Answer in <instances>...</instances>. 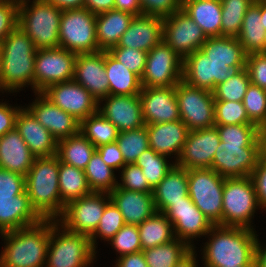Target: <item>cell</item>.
Returning <instances> with one entry per match:
<instances>
[{
	"label": "cell",
	"instance_id": "6da1fadb",
	"mask_svg": "<svg viewBox=\"0 0 266 267\" xmlns=\"http://www.w3.org/2000/svg\"><path fill=\"white\" fill-rule=\"evenodd\" d=\"M255 233L247 228L214 225L202 251L204 267H254Z\"/></svg>",
	"mask_w": 266,
	"mask_h": 267
},
{
	"label": "cell",
	"instance_id": "7a4b0ae2",
	"mask_svg": "<svg viewBox=\"0 0 266 267\" xmlns=\"http://www.w3.org/2000/svg\"><path fill=\"white\" fill-rule=\"evenodd\" d=\"M56 222L42 219L35 225L2 233L6 245L0 254V267H45L50 229Z\"/></svg>",
	"mask_w": 266,
	"mask_h": 267
},
{
	"label": "cell",
	"instance_id": "3957f363",
	"mask_svg": "<svg viewBox=\"0 0 266 267\" xmlns=\"http://www.w3.org/2000/svg\"><path fill=\"white\" fill-rule=\"evenodd\" d=\"M0 90L17 92L26 85L34 90L36 47L31 38L16 27L0 44ZM17 90V91H16Z\"/></svg>",
	"mask_w": 266,
	"mask_h": 267
},
{
	"label": "cell",
	"instance_id": "277c9868",
	"mask_svg": "<svg viewBox=\"0 0 266 267\" xmlns=\"http://www.w3.org/2000/svg\"><path fill=\"white\" fill-rule=\"evenodd\" d=\"M59 158H35L25 176V191L30 204L42 219L57 220L65 205L61 202L59 190Z\"/></svg>",
	"mask_w": 266,
	"mask_h": 267
},
{
	"label": "cell",
	"instance_id": "5b68a950",
	"mask_svg": "<svg viewBox=\"0 0 266 267\" xmlns=\"http://www.w3.org/2000/svg\"><path fill=\"white\" fill-rule=\"evenodd\" d=\"M19 3L18 23L34 42L37 50L59 47V27L62 11L44 0Z\"/></svg>",
	"mask_w": 266,
	"mask_h": 267
},
{
	"label": "cell",
	"instance_id": "8992f818",
	"mask_svg": "<svg viewBox=\"0 0 266 267\" xmlns=\"http://www.w3.org/2000/svg\"><path fill=\"white\" fill-rule=\"evenodd\" d=\"M96 253L88 235L70 232L58 222L51 227L46 267H89Z\"/></svg>",
	"mask_w": 266,
	"mask_h": 267
},
{
	"label": "cell",
	"instance_id": "52a82bcc",
	"mask_svg": "<svg viewBox=\"0 0 266 267\" xmlns=\"http://www.w3.org/2000/svg\"><path fill=\"white\" fill-rule=\"evenodd\" d=\"M261 208L250 176L225 178L222 195V226L252 229L255 210Z\"/></svg>",
	"mask_w": 266,
	"mask_h": 267
},
{
	"label": "cell",
	"instance_id": "ba28073f",
	"mask_svg": "<svg viewBox=\"0 0 266 267\" xmlns=\"http://www.w3.org/2000/svg\"><path fill=\"white\" fill-rule=\"evenodd\" d=\"M188 195L213 225L222 226V195L225 178L211 168L187 170Z\"/></svg>",
	"mask_w": 266,
	"mask_h": 267
},
{
	"label": "cell",
	"instance_id": "9c48e42d",
	"mask_svg": "<svg viewBox=\"0 0 266 267\" xmlns=\"http://www.w3.org/2000/svg\"><path fill=\"white\" fill-rule=\"evenodd\" d=\"M96 15L87 10H64L59 27V47L74 53L99 52Z\"/></svg>",
	"mask_w": 266,
	"mask_h": 267
},
{
	"label": "cell",
	"instance_id": "30bf717a",
	"mask_svg": "<svg viewBox=\"0 0 266 267\" xmlns=\"http://www.w3.org/2000/svg\"><path fill=\"white\" fill-rule=\"evenodd\" d=\"M179 115L189 131L215 126L213 92L191 86L181 80L176 85Z\"/></svg>",
	"mask_w": 266,
	"mask_h": 267
},
{
	"label": "cell",
	"instance_id": "8fae6325",
	"mask_svg": "<svg viewBox=\"0 0 266 267\" xmlns=\"http://www.w3.org/2000/svg\"><path fill=\"white\" fill-rule=\"evenodd\" d=\"M110 201L109 193L91 192L69 202L57 222L70 232L90 237L97 229L105 207Z\"/></svg>",
	"mask_w": 266,
	"mask_h": 267
},
{
	"label": "cell",
	"instance_id": "7c38bea8",
	"mask_svg": "<svg viewBox=\"0 0 266 267\" xmlns=\"http://www.w3.org/2000/svg\"><path fill=\"white\" fill-rule=\"evenodd\" d=\"M76 57L77 53L62 47L36 50L34 93L52 84L73 80Z\"/></svg>",
	"mask_w": 266,
	"mask_h": 267
},
{
	"label": "cell",
	"instance_id": "4fadbf2b",
	"mask_svg": "<svg viewBox=\"0 0 266 267\" xmlns=\"http://www.w3.org/2000/svg\"><path fill=\"white\" fill-rule=\"evenodd\" d=\"M183 59L162 40L147 55L142 87L176 86L182 80Z\"/></svg>",
	"mask_w": 266,
	"mask_h": 267
},
{
	"label": "cell",
	"instance_id": "5bb4252c",
	"mask_svg": "<svg viewBox=\"0 0 266 267\" xmlns=\"http://www.w3.org/2000/svg\"><path fill=\"white\" fill-rule=\"evenodd\" d=\"M259 139L252 144H233L220 142L212 161L211 169L224 178L250 176L257 166Z\"/></svg>",
	"mask_w": 266,
	"mask_h": 267
},
{
	"label": "cell",
	"instance_id": "9a60e30c",
	"mask_svg": "<svg viewBox=\"0 0 266 267\" xmlns=\"http://www.w3.org/2000/svg\"><path fill=\"white\" fill-rule=\"evenodd\" d=\"M245 67L212 63L202 50H197L183 59L182 80L191 86L213 92L219 83L235 76Z\"/></svg>",
	"mask_w": 266,
	"mask_h": 267
},
{
	"label": "cell",
	"instance_id": "2e32d148",
	"mask_svg": "<svg viewBox=\"0 0 266 267\" xmlns=\"http://www.w3.org/2000/svg\"><path fill=\"white\" fill-rule=\"evenodd\" d=\"M207 37L182 9L163 18V40L182 59L200 50Z\"/></svg>",
	"mask_w": 266,
	"mask_h": 267
},
{
	"label": "cell",
	"instance_id": "e0dca14e",
	"mask_svg": "<svg viewBox=\"0 0 266 267\" xmlns=\"http://www.w3.org/2000/svg\"><path fill=\"white\" fill-rule=\"evenodd\" d=\"M41 93L80 122L98 112V100L74 80L52 84Z\"/></svg>",
	"mask_w": 266,
	"mask_h": 267
},
{
	"label": "cell",
	"instance_id": "ac0fdd59",
	"mask_svg": "<svg viewBox=\"0 0 266 267\" xmlns=\"http://www.w3.org/2000/svg\"><path fill=\"white\" fill-rule=\"evenodd\" d=\"M164 214L173 225L175 237L185 241L192 248V239L204 237L214 226L195 206L189 195L184 197V201L174 202Z\"/></svg>",
	"mask_w": 266,
	"mask_h": 267
},
{
	"label": "cell",
	"instance_id": "d6986e66",
	"mask_svg": "<svg viewBox=\"0 0 266 267\" xmlns=\"http://www.w3.org/2000/svg\"><path fill=\"white\" fill-rule=\"evenodd\" d=\"M221 140L217 127L189 131L177 164L186 170L211 168Z\"/></svg>",
	"mask_w": 266,
	"mask_h": 267
},
{
	"label": "cell",
	"instance_id": "ffe728a7",
	"mask_svg": "<svg viewBox=\"0 0 266 267\" xmlns=\"http://www.w3.org/2000/svg\"><path fill=\"white\" fill-rule=\"evenodd\" d=\"M139 96L146 125L181 120L176 86L142 87Z\"/></svg>",
	"mask_w": 266,
	"mask_h": 267
},
{
	"label": "cell",
	"instance_id": "44dd1931",
	"mask_svg": "<svg viewBox=\"0 0 266 267\" xmlns=\"http://www.w3.org/2000/svg\"><path fill=\"white\" fill-rule=\"evenodd\" d=\"M105 101L104 106L101 103ZM98 112L117 127L119 132L145 126L140 96L108 95L98 101Z\"/></svg>",
	"mask_w": 266,
	"mask_h": 267
},
{
	"label": "cell",
	"instance_id": "7402d4cb",
	"mask_svg": "<svg viewBox=\"0 0 266 267\" xmlns=\"http://www.w3.org/2000/svg\"><path fill=\"white\" fill-rule=\"evenodd\" d=\"M36 99L26 109L57 140H62L80 132V121L53 104L41 92L35 93Z\"/></svg>",
	"mask_w": 266,
	"mask_h": 267
},
{
	"label": "cell",
	"instance_id": "603a6c76",
	"mask_svg": "<svg viewBox=\"0 0 266 267\" xmlns=\"http://www.w3.org/2000/svg\"><path fill=\"white\" fill-rule=\"evenodd\" d=\"M73 80L88 90L96 100L107 97L109 81L105 71V51L77 54Z\"/></svg>",
	"mask_w": 266,
	"mask_h": 267
},
{
	"label": "cell",
	"instance_id": "cb8c5ba5",
	"mask_svg": "<svg viewBox=\"0 0 266 267\" xmlns=\"http://www.w3.org/2000/svg\"><path fill=\"white\" fill-rule=\"evenodd\" d=\"M163 40V17L135 15L117 46L149 52Z\"/></svg>",
	"mask_w": 266,
	"mask_h": 267
},
{
	"label": "cell",
	"instance_id": "d4e9b609",
	"mask_svg": "<svg viewBox=\"0 0 266 267\" xmlns=\"http://www.w3.org/2000/svg\"><path fill=\"white\" fill-rule=\"evenodd\" d=\"M15 128L36 158L51 157L57 153V140L25 108L16 116Z\"/></svg>",
	"mask_w": 266,
	"mask_h": 267
},
{
	"label": "cell",
	"instance_id": "484cf974",
	"mask_svg": "<svg viewBox=\"0 0 266 267\" xmlns=\"http://www.w3.org/2000/svg\"><path fill=\"white\" fill-rule=\"evenodd\" d=\"M109 196L122 213L125 224L139 225L156 212L153 192L129 191L116 186Z\"/></svg>",
	"mask_w": 266,
	"mask_h": 267
},
{
	"label": "cell",
	"instance_id": "4316f807",
	"mask_svg": "<svg viewBox=\"0 0 266 267\" xmlns=\"http://www.w3.org/2000/svg\"><path fill=\"white\" fill-rule=\"evenodd\" d=\"M148 133L149 148L157 154L174 156L177 162L189 132L182 120L145 125Z\"/></svg>",
	"mask_w": 266,
	"mask_h": 267
},
{
	"label": "cell",
	"instance_id": "83f0119b",
	"mask_svg": "<svg viewBox=\"0 0 266 267\" xmlns=\"http://www.w3.org/2000/svg\"><path fill=\"white\" fill-rule=\"evenodd\" d=\"M41 220L25 190L14 197H0V234L35 225Z\"/></svg>",
	"mask_w": 266,
	"mask_h": 267
},
{
	"label": "cell",
	"instance_id": "f1b7e54d",
	"mask_svg": "<svg viewBox=\"0 0 266 267\" xmlns=\"http://www.w3.org/2000/svg\"><path fill=\"white\" fill-rule=\"evenodd\" d=\"M35 158L16 128L0 136V168L26 176Z\"/></svg>",
	"mask_w": 266,
	"mask_h": 267
},
{
	"label": "cell",
	"instance_id": "f546056e",
	"mask_svg": "<svg viewBox=\"0 0 266 267\" xmlns=\"http://www.w3.org/2000/svg\"><path fill=\"white\" fill-rule=\"evenodd\" d=\"M188 195L187 170L175 164L153 189L156 212L164 213L174 202Z\"/></svg>",
	"mask_w": 266,
	"mask_h": 267
},
{
	"label": "cell",
	"instance_id": "4dcf8cb0",
	"mask_svg": "<svg viewBox=\"0 0 266 267\" xmlns=\"http://www.w3.org/2000/svg\"><path fill=\"white\" fill-rule=\"evenodd\" d=\"M132 13L116 9L96 15V38L100 51L117 46L122 34L128 29Z\"/></svg>",
	"mask_w": 266,
	"mask_h": 267
},
{
	"label": "cell",
	"instance_id": "1f68e13d",
	"mask_svg": "<svg viewBox=\"0 0 266 267\" xmlns=\"http://www.w3.org/2000/svg\"><path fill=\"white\" fill-rule=\"evenodd\" d=\"M212 63L227 66H246L247 54L236 37H208L201 49Z\"/></svg>",
	"mask_w": 266,
	"mask_h": 267
},
{
	"label": "cell",
	"instance_id": "d6a6232c",
	"mask_svg": "<svg viewBox=\"0 0 266 267\" xmlns=\"http://www.w3.org/2000/svg\"><path fill=\"white\" fill-rule=\"evenodd\" d=\"M182 10L200 26L207 38L221 36L222 4L220 0L185 2Z\"/></svg>",
	"mask_w": 266,
	"mask_h": 267
},
{
	"label": "cell",
	"instance_id": "836d02e7",
	"mask_svg": "<svg viewBox=\"0 0 266 267\" xmlns=\"http://www.w3.org/2000/svg\"><path fill=\"white\" fill-rule=\"evenodd\" d=\"M105 71L109 81V95H138L141 78L105 51Z\"/></svg>",
	"mask_w": 266,
	"mask_h": 267
},
{
	"label": "cell",
	"instance_id": "e575fe53",
	"mask_svg": "<svg viewBox=\"0 0 266 267\" xmlns=\"http://www.w3.org/2000/svg\"><path fill=\"white\" fill-rule=\"evenodd\" d=\"M96 147L81 133L59 140L56 156L59 161L84 170Z\"/></svg>",
	"mask_w": 266,
	"mask_h": 267
},
{
	"label": "cell",
	"instance_id": "d590c367",
	"mask_svg": "<svg viewBox=\"0 0 266 267\" xmlns=\"http://www.w3.org/2000/svg\"><path fill=\"white\" fill-rule=\"evenodd\" d=\"M264 31L261 24L260 2H253L244 15L240 33L236 37L247 55L264 52Z\"/></svg>",
	"mask_w": 266,
	"mask_h": 267
},
{
	"label": "cell",
	"instance_id": "8d00e7d4",
	"mask_svg": "<svg viewBox=\"0 0 266 267\" xmlns=\"http://www.w3.org/2000/svg\"><path fill=\"white\" fill-rule=\"evenodd\" d=\"M137 226L142 250L169 243L176 238L173 225L161 212H155Z\"/></svg>",
	"mask_w": 266,
	"mask_h": 267
},
{
	"label": "cell",
	"instance_id": "74e56055",
	"mask_svg": "<svg viewBox=\"0 0 266 267\" xmlns=\"http://www.w3.org/2000/svg\"><path fill=\"white\" fill-rule=\"evenodd\" d=\"M59 190L61 202L66 206L69 202L79 199L90 190L84 170L59 161Z\"/></svg>",
	"mask_w": 266,
	"mask_h": 267
},
{
	"label": "cell",
	"instance_id": "f35d334b",
	"mask_svg": "<svg viewBox=\"0 0 266 267\" xmlns=\"http://www.w3.org/2000/svg\"><path fill=\"white\" fill-rule=\"evenodd\" d=\"M191 249L185 241L175 238L169 243L142 251L148 267H175Z\"/></svg>",
	"mask_w": 266,
	"mask_h": 267
},
{
	"label": "cell",
	"instance_id": "ab89813d",
	"mask_svg": "<svg viewBox=\"0 0 266 267\" xmlns=\"http://www.w3.org/2000/svg\"><path fill=\"white\" fill-rule=\"evenodd\" d=\"M88 186L92 192L110 193L117 185L114 169L110 168L95 151L84 169Z\"/></svg>",
	"mask_w": 266,
	"mask_h": 267
},
{
	"label": "cell",
	"instance_id": "60d3db41",
	"mask_svg": "<svg viewBox=\"0 0 266 267\" xmlns=\"http://www.w3.org/2000/svg\"><path fill=\"white\" fill-rule=\"evenodd\" d=\"M80 132L97 148L100 145L115 142L118 129L99 112L80 122Z\"/></svg>",
	"mask_w": 266,
	"mask_h": 267
},
{
	"label": "cell",
	"instance_id": "b9f144b4",
	"mask_svg": "<svg viewBox=\"0 0 266 267\" xmlns=\"http://www.w3.org/2000/svg\"><path fill=\"white\" fill-rule=\"evenodd\" d=\"M167 159V156L157 154L153 149L148 148L135 161L134 164L142 169V173L152 189L159 184L172 166L175 165V163H168Z\"/></svg>",
	"mask_w": 266,
	"mask_h": 267
},
{
	"label": "cell",
	"instance_id": "7bdbcfd3",
	"mask_svg": "<svg viewBox=\"0 0 266 267\" xmlns=\"http://www.w3.org/2000/svg\"><path fill=\"white\" fill-rule=\"evenodd\" d=\"M222 4L221 36L237 37L252 0H220Z\"/></svg>",
	"mask_w": 266,
	"mask_h": 267
},
{
	"label": "cell",
	"instance_id": "ee69618b",
	"mask_svg": "<svg viewBox=\"0 0 266 267\" xmlns=\"http://www.w3.org/2000/svg\"><path fill=\"white\" fill-rule=\"evenodd\" d=\"M126 164L135 163L138 156L149 148L146 126L118 133L116 140Z\"/></svg>",
	"mask_w": 266,
	"mask_h": 267
},
{
	"label": "cell",
	"instance_id": "f6af8a7d",
	"mask_svg": "<svg viewBox=\"0 0 266 267\" xmlns=\"http://www.w3.org/2000/svg\"><path fill=\"white\" fill-rule=\"evenodd\" d=\"M250 83V76L245 67L238 74L215 87L213 91L214 100L242 102Z\"/></svg>",
	"mask_w": 266,
	"mask_h": 267
},
{
	"label": "cell",
	"instance_id": "bcb514c9",
	"mask_svg": "<svg viewBox=\"0 0 266 267\" xmlns=\"http://www.w3.org/2000/svg\"><path fill=\"white\" fill-rule=\"evenodd\" d=\"M249 120L259 129L266 126V89L250 85L242 101Z\"/></svg>",
	"mask_w": 266,
	"mask_h": 267
},
{
	"label": "cell",
	"instance_id": "7dc6e473",
	"mask_svg": "<svg viewBox=\"0 0 266 267\" xmlns=\"http://www.w3.org/2000/svg\"><path fill=\"white\" fill-rule=\"evenodd\" d=\"M124 225L125 221L122 213L115 204L110 201L105 207L97 229L90 236L93 248L96 250V237L99 236V238L101 237L104 241H109Z\"/></svg>",
	"mask_w": 266,
	"mask_h": 267
},
{
	"label": "cell",
	"instance_id": "c3c4849f",
	"mask_svg": "<svg viewBox=\"0 0 266 267\" xmlns=\"http://www.w3.org/2000/svg\"><path fill=\"white\" fill-rule=\"evenodd\" d=\"M253 124L242 102L215 100V125Z\"/></svg>",
	"mask_w": 266,
	"mask_h": 267
},
{
	"label": "cell",
	"instance_id": "681fc988",
	"mask_svg": "<svg viewBox=\"0 0 266 267\" xmlns=\"http://www.w3.org/2000/svg\"><path fill=\"white\" fill-rule=\"evenodd\" d=\"M220 140L233 144H252L257 138L259 128L254 124L215 125Z\"/></svg>",
	"mask_w": 266,
	"mask_h": 267
},
{
	"label": "cell",
	"instance_id": "f907efd6",
	"mask_svg": "<svg viewBox=\"0 0 266 267\" xmlns=\"http://www.w3.org/2000/svg\"><path fill=\"white\" fill-rule=\"evenodd\" d=\"M109 242L120 253L119 257L142 251L137 225L125 224Z\"/></svg>",
	"mask_w": 266,
	"mask_h": 267
},
{
	"label": "cell",
	"instance_id": "816d5d0a",
	"mask_svg": "<svg viewBox=\"0 0 266 267\" xmlns=\"http://www.w3.org/2000/svg\"><path fill=\"white\" fill-rule=\"evenodd\" d=\"M107 52L130 71L142 77L148 52L128 47H112Z\"/></svg>",
	"mask_w": 266,
	"mask_h": 267
},
{
	"label": "cell",
	"instance_id": "f5cc1de1",
	"mask_svg": "<svg viewBox=\"0 0 266 267\" xmlns=\"http://www.w3.org/2000/svg\"><path fill=\"white\" fill-rule=\"evenodd\" d=\"M120 176L122 183L119 182L117 186L121 189L139 192H153L145 175L142 173V169L134 163L125 164L122 167Z\"/></svg>",
	"mask_w": 266,
	"mask_h": 267
},
{
	"label": "cell",
	"instance_id": "db71d44e",
	"mask_svg": "<svg viewBox=\"0 0 266 267\" xmlns=\"http://www.w3.org/2000/svg\"><path fill=\"white\" fill-rule=\"evenodd\" d=\"M19 4L0 0V44L17 27Z\"/></svg>",
	"mask_w": 266,
	"mask_h": 267
},
{
	"label": "cell",
	"instance_id": "11a10c76",
	"mask_svg": "<svg viewBox=\"0 0 266 267\" xmlns=\"http://www.w3.org/2000/svg\"><path fill=\"white\" fill-rule=\"evenodd\" d=\"M246 68L251 83L266 89V52L248 54L246 57Z\"/></svg>",
	"mask_w": 266,
	"mask_h": 267
},
{
	"label": "cell",
	"instance_id": "9f6ffc18",
	"mask_svg": "<svg viewBox=\"0 0 266 267\" xmlns=\"http://www.w3.org/2000/svg\"><path fill=\"white\" fill-rule=\"evenodd\" d=\"M24 190V175L0 168V197H14Z\"/></svg>",
	"mask_w": 266,
	"mask_h": 267
},
{
	"label": "cell",
	"instance_id": "6f0895ef",
	"mask_svg": "<svg viewBox=\"0 0 266 267\" xmlns=\"http://www.w3.org/2000/svg\"><path fill=\"white\" fill-rule=\"evenodd\" d=\"M142 14L166 17L182 9L180 0H139Z\"/></svg>",
	"mask_w": 266,
	"mask_h": 267
},
{
	"label": "cell",
	"instance_id": "680465c9",
	"mask_svg": "<svg viewBox=\"0 0 266 267\" xmlns=\"http://www.w3.org/2000/svg\"><path fill=\"white\" fill-rule=\"evenodd\" d=\"M96 151L100 154L101 159L114 170L121 169L126 164L116 141L100 145Z\"/></svg>",
	"mask_w": 266,
	"mask_h": 267
},
{
	"label": "cell",
	"instance_id": "91938a15",
	"mask_svg": "<svg viewBox=\"0 0 266 267\" xmlns=\"http://www.w3.org/2000/svg\"><path fill=\"white\" fill-rule=\"evenodd\" d=\"M261 208H266V163L258 160L257 166L250 175Z\"/></svg>",
	"mask_w": 266,
	"mask_h": 267
},
{
	"label": "cell",
	"instance_id": "94428289",
	"mask_svg": "<svg viewBox=\"0 0 266 267\" xmlns=\"http://www.w3.org/2000/svg\"><path fill=\"white\" fill-rule=\"evenodd\" d=\"M9 104L0 103V136L15 128L16 116L21 107L8 106Z\"/></svg>",
	"mask_w": 266,
	"mask_h": 267
},
{
	"label": "cell",
	"instance_id": "6125c7cd",
	"mask_svg": "<svg viewBox=\"0 0 266 267\" xmlns=\"http://www.w3.org/2000/svg\"><path fill=\"white\" fill-rule=\"evenodd\" d=\"M118 258L115 267H148L143 251Z\"/></svg>",
	"mask_w": 266,
	"mask_h": 267
},
{
	"label": "cell",
	"instance_id": "be15d7a7",
	"mask_svg": "<svg viewBox=\"0 0 266 267\" xmlns=\"http://www.w3.org/2000/svg\"><path fill=\"white\" fill-rule=\"evenodd\" d=\"M115 0H85L84 8L97 15L114 9Z\"/></svg>",
	"mask_w": 266,
	"mask_h": 267
},
{
	"label": "cell",
	"instance_id": "e7e4bbea",
	"mask_svg": "<svg viewBox=\"0 0 266 267\" xmlns=\"http://www.w3.org/2000/svg\"><path fill=\"white\" fill-rule=\"evenodd\" d=\"M114 9L126 11L133 15H141L142 8L139 0H115Z\"/></svg>",
	"mask_w": 266,
	"mask_h": 267
},
{
	"label": "cell",
	"instance_id": "03108f58",
	"mask_svg": "<svg viewBox=\"0 0 266 267\" xmlns=\"http://www.w3.org/2000/svg\"><path fill=\"white\" fill-rule=\"evenodd\" d=\"M46 3L51 4L61 11L82 9L84 8L85 0H44Z\"/></svg>",
	"mask_w": 266,
	"mask_h": 267
},
{
	"label": "cell",
	"instance_id": "003e7915",
	"mask_svg": "<svg viewBox=\"0 0 266 267\" xmlns=\"http://www.w3.org/2000/svg\"><path fill=\"white\" fill-rule=\"evenodd\" d=\"M254 267H266V246L263 247L256 239Z\"/></svg>",
	"mask_w": 266,
	"mask_h": 267
},
{
	"label": "cell",
	"instance_id": "a7ac6f4b",
	"mask_svg": "<svg viewBox=\"0 0 266 267\" xmlns=\"http://www.w3.org/2000/svg\"><path fill=\"white\" fill-rule=\"evenodd\" d=\"M194 250L195 248H192L183 258L180 259L175 267H198L196 261L197 257L195 256L197 253Z\"/></svg>",
	"mask_w": 266,
	"mask_h": 267
},
{
	"label": "cell",
	"instance_id": "89a4df30",
	"mask_svg": "<svg viewBox=\"0 0 266 267\" xmlns=\"http://www.w3.org/2000/svg\"><path fill=\"white\" fill-rule=\"evenodd\" d=\"M258 139L260 160L266 163V126L259 129Z\"/></svg>",
	"mask_w": 266,
	"mask_h": 267
},
{
	"label": "cell",
	"instance_id": "2644e50d",
	"mask_svg": "<svg viewBox=\"0 0 266 267\" xmlns=\"http://www.w3.org/2000/svg\"><path fill=\"white\" fill-rule=\"evenodd\" d=\"M261 24L266 30V1H260Z\"/></svg>",
	"mask_w": 266,
	"mask_h": 267
},
{
	"label": "cell",
	"instance_id": "8c879c8a",
	"mask_svg": "<svg viewBox=\"0 0 266 267\" xmlns=\"http://www.w3.org/2000/svg\"><path fill=\"white\" fill-rule=\"evenodd\" d=\"M264 32H265V35H264V52H266V30Z\"/></svg>",
	"mask_w": 266,
	"mask_h": 267
},
{
	"label": "cell",
	"instance_id": "753ad0ef",
	"mask_svg": "<svg viewBox=\"0 0 266 267\" xmlns=\"http://www.w3.org/2000/svg\"><path fill=\"white\" fill-rule=\"evenodd\" d=\"M181 1V5H183L185 2H189V1H198V0H180Z\"/></svg>",
	"mask_w": 266,
	"mask_h": 267
},
{
	"label": "cell",
	"instance_id": "34e18365",
	"mask_svg": "<svg viewBox=\"0 0 266 267\" xmlns=\"http://www.w3.org/2000/svg\"><path fill=\"white\" fill-rule=\"evenodd\" d=\"M14 2H16V3H22V2H25V1H28V0H13Z\"/></svg>",
	"mask_w": 266,
	"mask_h": 267
},
{
	"label": "cell",
	"instance_id": "11e5206c",
	"mask_svg": "<svg viewBox=\"0 0 266 267\" xmlns=\"http://www.w3.org/2000/svg\"><path fill=\"white\" fill-rule=\"evenodd\" d=\"M0 65H1V49H0ZM0 75H1V66H0Z\"/></svg>",
	"mask_w": 266,
	"mask_h": 267
},
{
	"label": "cell",
	"instance_id": "2a66077c",
	"mask_svg": "<svg viewBox=\"0 0 266 267\" xmlns=\"http://www.w3.org/2000/svg\"><path fill=\"white\" fill-rule=\"evenodd\" d=\"M253 2H260V1H266V0H252Z\"/></svg>",
	"mask_w": 266,
	"mask_h": 267
}]
</instances>
